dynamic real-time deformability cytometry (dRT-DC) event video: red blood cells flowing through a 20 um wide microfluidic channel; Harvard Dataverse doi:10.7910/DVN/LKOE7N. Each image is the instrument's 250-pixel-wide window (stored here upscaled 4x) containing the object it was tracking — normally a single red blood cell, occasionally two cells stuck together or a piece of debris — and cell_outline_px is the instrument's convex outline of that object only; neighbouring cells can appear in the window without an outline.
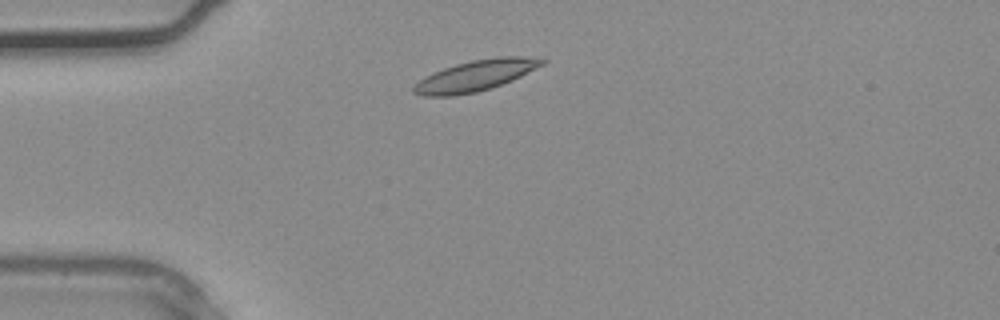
{"species": "common noctule bat (a hibernating species)", "species_latin": "Nyctalus noctula", "temperature_condition": "warm", "stored_images_in_passage": 28, "camera_frame_rate_fps": 3000, "um_per_image_px": 0.085, "animal": {"sex": "male", "body_mass_g": 20.4}, "frame": {"image": 1, "passage_image": 1, "time_ms": 0.0, "image_size_px": [1000, 320], "cell_outline_px": [[548, 60], [544, 64], [512, 80], [476, 92], [452, 96], [424, 96], [412, 92], [412, 88], [424, 76], [432, 72], [456, 64], [472, 60], [500, 56], [524, 56]], "centroid_in_image_um": [40.4, 6.42], "position_along_channel_um": 44.6, "area_um2": 22.83}}
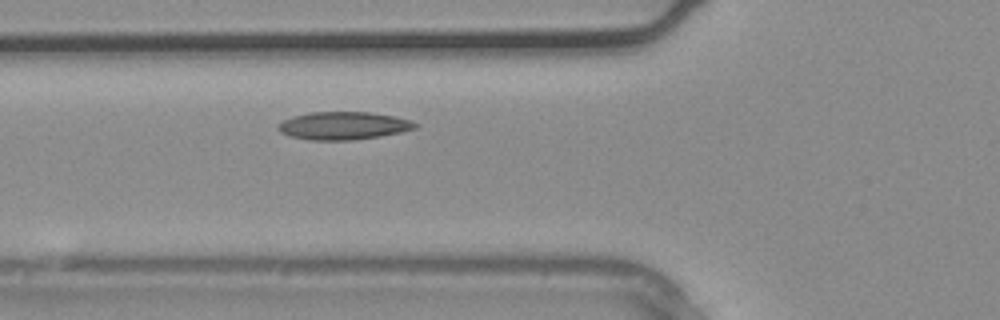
{"frame": {"image": 2, "passage_image": 5, "time_ms": 1.333, "image_size_px": [1000, 320], "cell_outline_px": [[420, 124], [416, 128], [400, 132], [380, 136], [352, 140], [308, 140], [288, 136], [280, 132], [276, 128], [276, 124], [292, 116], [312, 112], [372, 112], [412, 120]], "centroid_in_image_um": [29.16, 10.68], "position_along_channel_um": 96.6, "area_um2": 22.43}}